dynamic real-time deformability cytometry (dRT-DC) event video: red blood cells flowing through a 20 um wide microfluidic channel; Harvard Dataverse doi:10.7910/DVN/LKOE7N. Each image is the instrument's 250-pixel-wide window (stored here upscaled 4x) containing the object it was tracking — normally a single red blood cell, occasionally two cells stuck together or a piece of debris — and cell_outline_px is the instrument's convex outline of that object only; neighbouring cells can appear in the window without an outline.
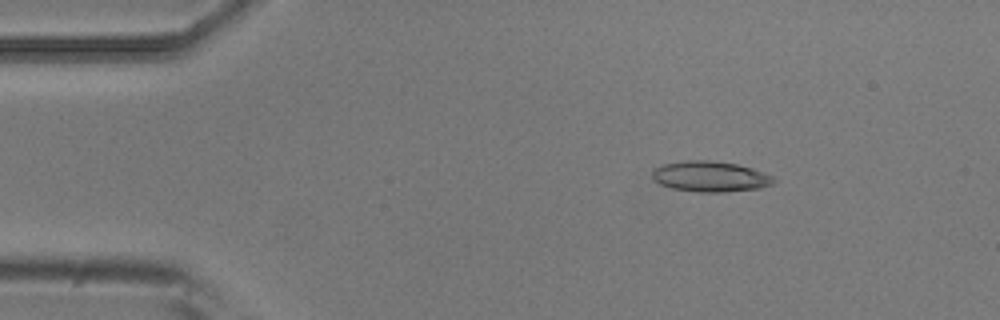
{"species": "common noctule bat (a hibernating species)", "species_latin": "Nyctalus noctula", "temperature_condition": "room temperature", "stored_images_in_passage": 5, "camera_frame_rate_fps": 3000, "um_per_image_px": 0.085, "animal": {"sex": "male", "body_mass_g": 20.5, "forearm_length_mm": 52.5}, "frame": {"image": 1, "passage_image": 3, "time_ms": 0.667, "image_size_px": [1000, 320], "cell_outline_px": [[776, 180], [772, 184], [760, 188], [724, 192], [700, 192], [672, 188], [660, 184], [652, 180], [652, 172], [656, 168], [664, 164], [688, 160], [708, 160], [736, 164], [752, 168], [772, 176]], "centroid_in_image_um": [60.36, 15.01], "position_along_channel_um": 24.6, "area_um2": 21.5}}